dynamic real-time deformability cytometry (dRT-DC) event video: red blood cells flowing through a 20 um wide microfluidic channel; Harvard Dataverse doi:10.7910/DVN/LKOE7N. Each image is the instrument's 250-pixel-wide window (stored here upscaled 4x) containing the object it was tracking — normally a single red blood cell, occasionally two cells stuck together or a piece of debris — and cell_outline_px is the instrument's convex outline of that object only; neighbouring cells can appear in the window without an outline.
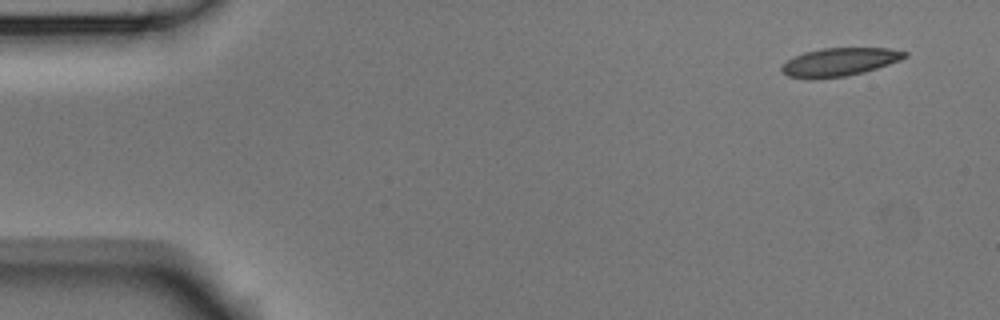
{"species": "Egyptian fruit bat (a non-hibernating species)", "species_latin": "Rousettus aegyptiacus", "temperature_condition": "room temperature", "stored_images_in_passage": 5, "camera_frame_rate_fps": 3000, "um_per_image_px": 0.085, "animal": {"sex": "male"}, "frame": {"image": 1, "passage_image": 1, "time_ms": 0.0, "image_size_px": [1000, 320], "cell_outline_px": [[908, 56], [900, 60], [864, 72], [844, 76], [812, 80], [788, 76], [780, 72], [780, 68], [792, 56], [804, 52], [820, 48], [888, 48], [908, 52]], "centroid_in_image_um": [71.31, 5.27], "position_along_channel_um": 13.7, "area_um2": 20.4}}
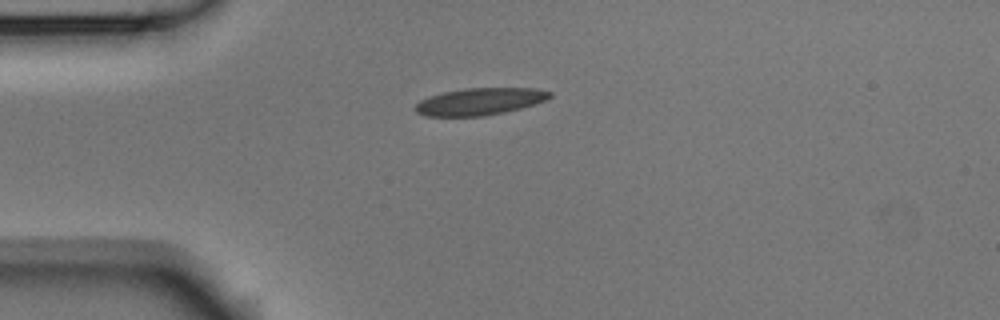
{"frame": {"image": 2, "passage_image": 4, "time_ms": 1.0, "image_size_px": [1000, 320], "cell_outline_px": [[552, 96], [544, 100], [520, 108], [504, 112], [484, 116], [424, 116], [416, 112], [416, 104], [420, 100], [444, 92], [464, 88], [536, 88], [552, 92]], "centroid_in_image_um": [40.78, 8.62], "position_along_channel_um": 44.2, "area_um2": 20.98}}
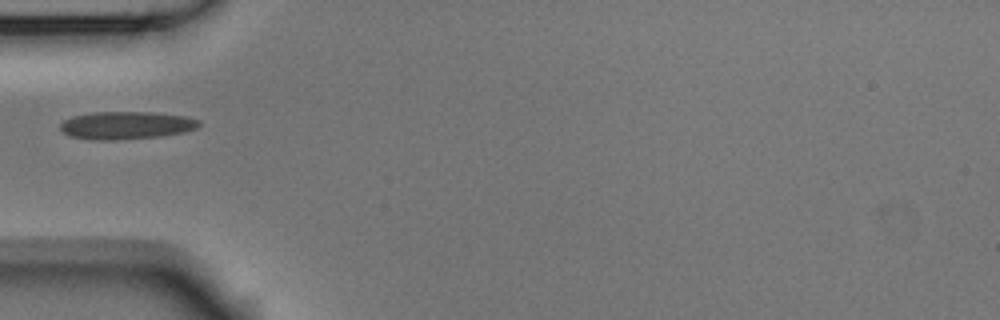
{"frame": {"image": 3, "passage_image": 5, "time_ms": 1.333, "image_size_px": [1000, 320], "cell_outline_px": [[200, 124], [196, 128], [184, 132], [160, 136], [116, 140], [88, 140], [72, 136], [64, 132], [60, 128], [60, 124], [64, 120], [72, 116], [92, 112], [152, 112], [184, 116], [200, 120]], "centroid_in_image_um": [10.71, 10.65], "position_along_channel_um": 74.3, "area_um2": 22.43}}